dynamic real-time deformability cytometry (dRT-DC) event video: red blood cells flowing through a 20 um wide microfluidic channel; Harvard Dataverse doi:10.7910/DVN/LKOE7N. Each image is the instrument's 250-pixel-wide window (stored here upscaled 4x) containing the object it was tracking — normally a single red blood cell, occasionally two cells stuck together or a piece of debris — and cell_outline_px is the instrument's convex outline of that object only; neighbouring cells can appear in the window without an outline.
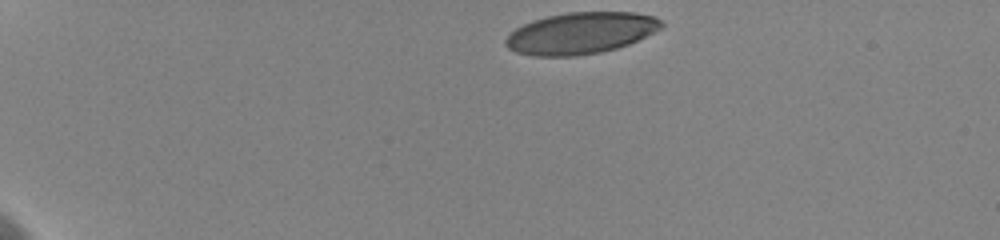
{"species": "human", "species_latin": "Homo sapiens", "temperature_condition": "cold", "stored_images_in_passage": 13, "camera_frame_rate_fps": 3000, "um_per_image_px": 0.085, "donor": {"sex": "female"}, "frame": {"image": 1, "passage_image": 1, "time_ms": 0.0, "image_size_px": [1000, 240], "cell_outline_px": [[664, 24], [660, 28], [628, 44], [616, 48], [600, 52], [576, 56], [532, 56], [516, 52], [508, 48], [504, 44], [504, 40], [516, 28], [532, 20], [548, 16], [568, 12], [632, 12], [656, 16]], "centroid_in_image_um": [49.33, 2.81], "position_along_channel_um": 35.7, "area_um2": 37.51}}
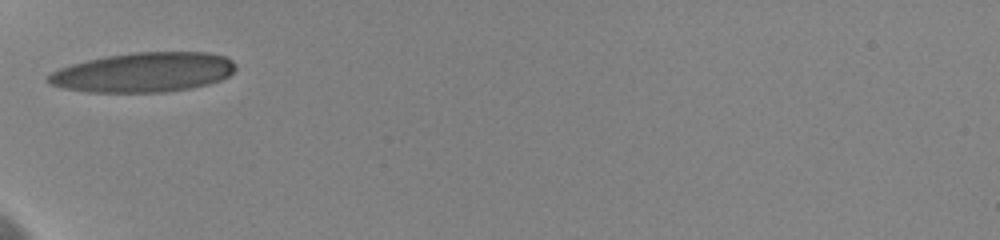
{"frame": {"image": 2, "passage_image": 4, "time_ms": 3.333, "image_size_px": [1000, 240], "cell_outline_px": [[236, 68], [228, 76], [220, 80], [208, 84], [192, 88], [164, 92], [88, 92], [64, 88], [48, 84], [44, 80], [52, 72], [60, 68], [72, 64], [88, 60], [108, 56], [132, 52], [212, 52], [224, 56], [232, 60], [236, 64]], "centroid_in_image_um": [12.21, 6.15], "position_along_channel_um": 72.8, "area_um2": 43.41}}